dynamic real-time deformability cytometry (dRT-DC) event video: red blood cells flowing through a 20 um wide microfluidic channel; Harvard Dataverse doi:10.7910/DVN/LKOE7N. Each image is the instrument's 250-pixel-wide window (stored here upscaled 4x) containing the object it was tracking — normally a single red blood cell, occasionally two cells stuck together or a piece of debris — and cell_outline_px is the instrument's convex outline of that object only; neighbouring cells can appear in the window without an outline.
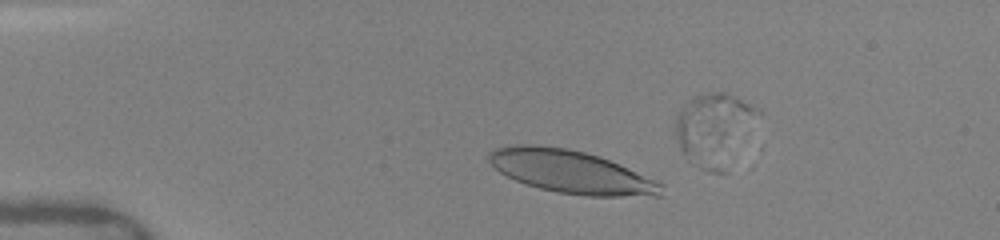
{"species": "human", "species_latin": "Homo sapiens", "temperature_condition": "warm", "stored_images_in_passage": 43, "segment_of_instrument_passage": [1, 2], "camera_frame_rate_fps": 3000, "um_per_image_px": 0.085, "donor": {"sex": "female"}, "frame": {"image": 1, "passage_image": 9, "time_ms": 2.333, "image_size_px": [1000, 240], "cell_outline_px": [[664, 196], [588, 196], [556, 192], [540, 188], [516, 180], [500, 172], [488, 160], [488, 152], [496, 148], [508, 144], [536, 144], [568, 148], [600, 156], [620, 164], [656, 180], [664, 184]], "centroid_in_image_um": [48.57, 14.59], "position_along_channel_um": 36.4, "area_um2": 43.35}}
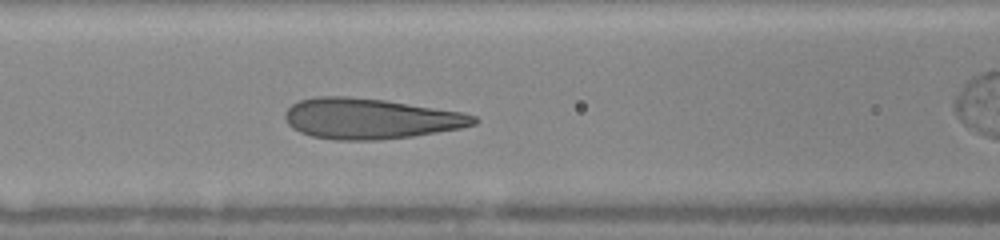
{"frame": {"image": 2, "passage_image": 22, "time_ms": 6.0, "image_size_px": [1000, 240], "cell_outline_px": [[480, 120], [476, 124], [460, 128], [412, 136], [380, 140], [336, 140], [312, 136], [300, 132], [292, 128], [284, 120], [284, 112], [292, 104], [300, 100], [316, 96], [348, 96], [384, 100], [464, 112], [476, 116]], "centroid_in_image_um": [31.46, 10.08], "position_along_channel_um": 135.1, "area_um2": 44.8}}
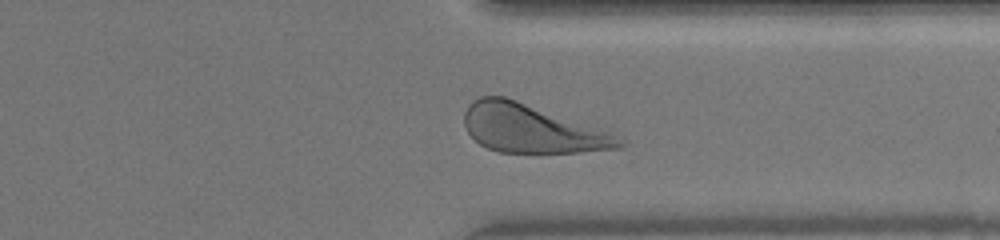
{"frame": {"image": 3, "passage_image": 41, "time_ms": 11.667, "image_size_px": [1000, 240], "cell_outline_px": [[624, 148], [580, 152], [500, 152], [488, 148], [480, 144], [468, 132], [464, 124], [464, 112], [468, 104], [472, 100], [480, 96], [504, 96], [624, 136]], "centroid_in_image_um": [45.23, 10.94], "position_along_channel_um": 366.2, "area_um2": 43.7}}